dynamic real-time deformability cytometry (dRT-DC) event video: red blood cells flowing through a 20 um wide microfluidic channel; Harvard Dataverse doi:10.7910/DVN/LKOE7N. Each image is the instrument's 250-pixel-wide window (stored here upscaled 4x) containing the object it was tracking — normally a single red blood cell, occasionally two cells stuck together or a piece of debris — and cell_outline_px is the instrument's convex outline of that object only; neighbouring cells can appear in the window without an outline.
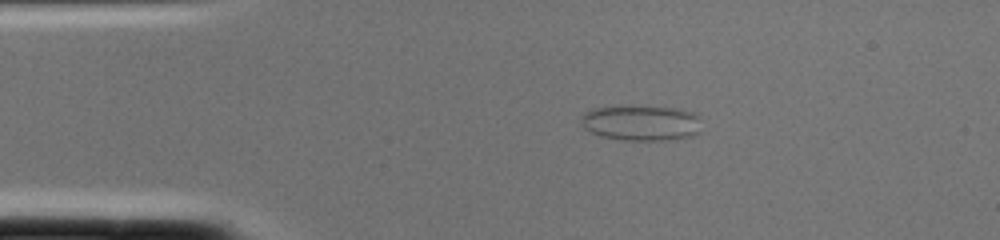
{"species": "common noctule bat (a hibernating species)", "species_latin": "Nyctalus noctula", "temperature_condition": "cold", "stored_images_in_passage": 1, "camera_frame_rate_fps": 3000, "um_per_image_px": 0.085, "animal": {"sex": "female", "body_mass_g": 22.0, "forearm_length_mm": 56.7}, "frame": {"image": 1, "passage_image": 1, "time_ms": 0.0, "image_size_px": [1000, 240], "cell_outline_px": [[700, 132], [692, 136], [676, 140], [624, 140], [600, 136], [584, 128], [580, 120], [580, 116], [584, 112], [592, 108], [620, 104], [628, 104], [680, 108], [692, 112], [700, 116]], "centroid_in_image_um": [54.5, 10.41], "position_along_channel_um": 30.5, "area_um2": 26.01}}